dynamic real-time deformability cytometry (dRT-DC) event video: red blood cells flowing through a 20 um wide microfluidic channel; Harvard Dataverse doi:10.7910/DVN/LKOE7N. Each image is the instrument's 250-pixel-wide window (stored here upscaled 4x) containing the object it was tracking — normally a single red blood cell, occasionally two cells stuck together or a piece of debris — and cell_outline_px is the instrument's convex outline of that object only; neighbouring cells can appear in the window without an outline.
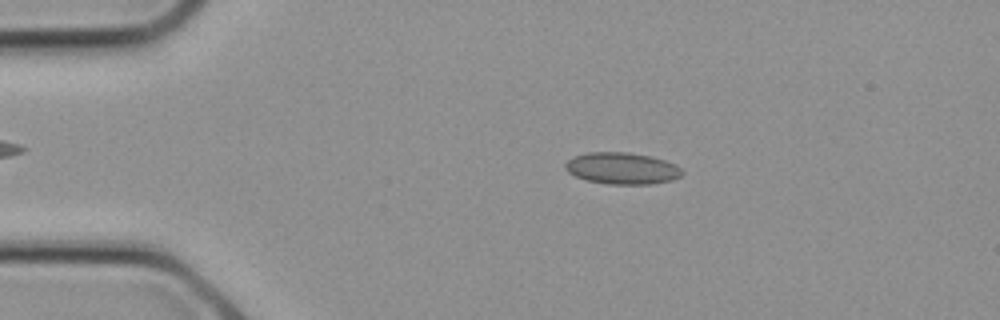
{"species": "common noctule bat (a hibernating species)", "species_latin": "Nyctalus noctula", "temperature_condition": "cold", "stored_images_in_passage": 13, "camera_frame_rate_fps": 3000, "um_per_image_px": 0.085, "animal": {"sex": "female", "body_mass_g": 21.9}, "frame": {"image": 1, "passage_image": 4, "time_ms": 1.0, "image_size_px": [1000, 320], "cell_outline_px": [[684, 172], [680, 176], [672, 180], [652, 184], [608, 184], [584, 180], [568, 172], [564, 168], [564, 164], [572, 156], [588, 152], [628, 152], [648, 156], [664, 160], [676, 164]], "centroid_in_image_um": [52.84, 14.31], "position_along_channel_um": 32.2, "area_um2": 21.68}}
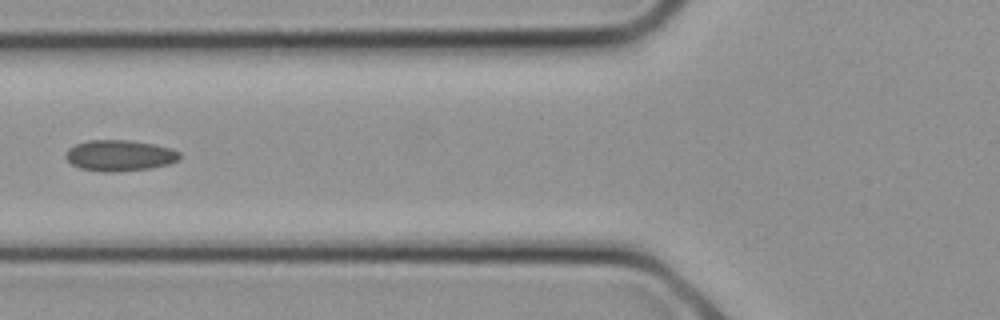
{"frame": {"image": 2, "passage_image": 9, "time_ms": 2.667, "image_size_px": [1000, 320], "cell_outline_px": [[180, 160], [168, 164], [148, 168], [112, 172], [100, 172], [80, 168], [72, 164], [64, 156], [68, 148], [76, 144], [88, 140], [128, 140], [152, 144], [172, 148], [180, 152]], "centroid_in_image_um": [10.16, 13.22], "position_along_channel_um": 115.6, "area_um2": 20.58}}
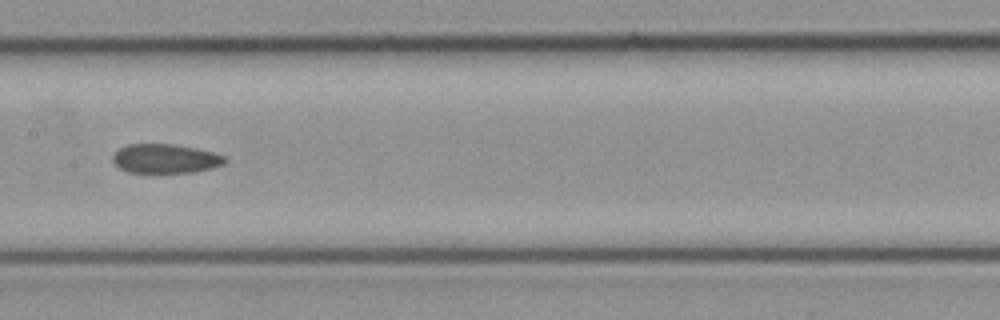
{"frame": {"image": 3, "passage_image": 12, "time_ms": 3.667, "image_size_px": [1000, 320], "cell_outline_px": [[228, 160], [224, 164], [212, 168], [192, 172], [128, 172], [112, 164], [112, 156], [120, 148], [128, 144], [172, 144], [196, 148], [212, 152], [224, 156]], "centroid_in_image_um": [14.04, 13.48], "position_along_channel_um": 193.4, "area_um2": 19.02}}